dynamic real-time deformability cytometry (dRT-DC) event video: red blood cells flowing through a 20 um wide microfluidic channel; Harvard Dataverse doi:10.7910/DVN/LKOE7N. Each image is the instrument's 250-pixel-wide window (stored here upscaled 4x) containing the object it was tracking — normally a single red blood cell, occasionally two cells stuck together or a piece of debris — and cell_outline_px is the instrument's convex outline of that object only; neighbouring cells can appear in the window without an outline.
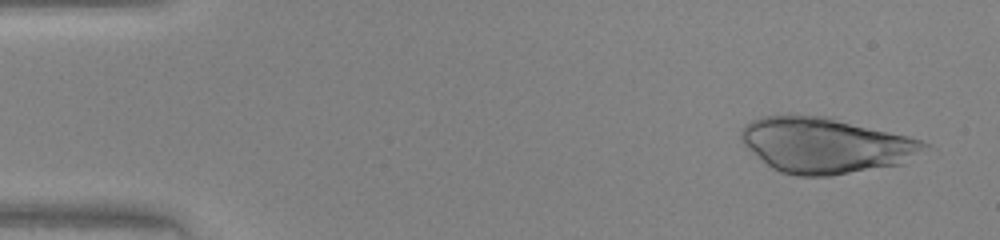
{"species": "human", "species_latin": "Homo sapiens", "temperature_condition": "warm", "stored_images_in_passage": 17, "camera_frame_rate_fps": 3000, "um_per_image_px": 0.085, "donor": {"sex": "female"}, "frame": {"image": 1, "passage_image": 3, "time_ms": 0.667, "image_size_px": [1000, 240], "cell_outline_px": [[932, 144], [904, 164], [832, 176], [800, 176], [780, 172], [772, 168], [748, 148], [740, 140], [740, 132], [744, 124], [752, 120], [764, 116], [792, 112], [832, 116], [908, 136]], "centroid_in_image_um": [70.17, 12.31], "position_along_channel_um": 14.8, "area_um2": 60.52}}
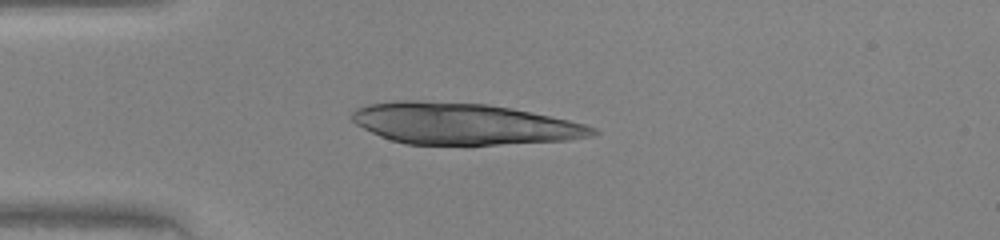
{"frame": {"image": 2, "passage_image": 12, "time_ms": 3.667, "image_size_px": [1000, 240], "cell_outline_px": [[600, 132], [592, 136], [568, 140], [500, 144], [404, 144], [380, 136], [356, 124], [352, 120], [352, 112], [356, 108], [368, 104], [396, 100], [420, 100], [488, 104], [512, 108], [568, 120], [584, 124], [596, 128]], "centroid_in_image_um": [39.39, 10.51], "position_along_channel_um": 45.6, "area_um2": 57.92}}